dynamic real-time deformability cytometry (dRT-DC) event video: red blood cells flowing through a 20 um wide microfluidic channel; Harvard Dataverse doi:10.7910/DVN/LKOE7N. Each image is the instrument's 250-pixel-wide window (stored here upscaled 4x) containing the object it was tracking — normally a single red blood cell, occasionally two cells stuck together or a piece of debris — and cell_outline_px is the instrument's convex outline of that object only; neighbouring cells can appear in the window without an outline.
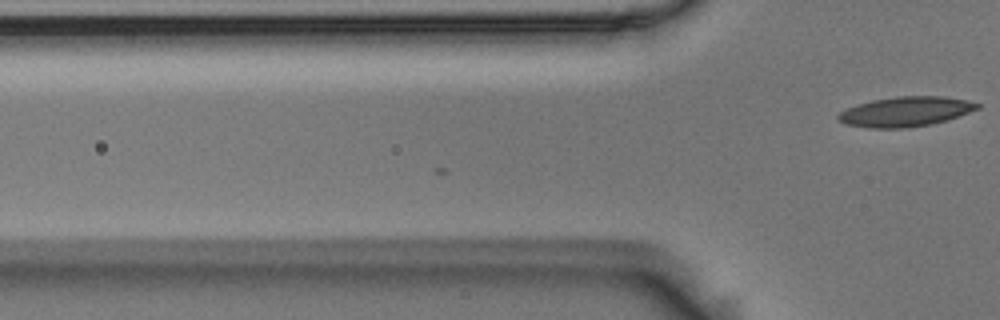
{"species": "Egyptian fruit bat (a non-hibernating species)", "species_latin": "Rousettus aegyptiacus", "temperature_condition": "room temperature", "stored_images_in_passage": 2, "camera_frame_rate_fps": 3000, "um_per_image_px": 0.085, "animal": {"sex": "male"}, "frame": {"image": 1, "passage_image": 2, "time_ms": 0.333, "image_size_px": [1000, 320], "cell_outline_px": [[980, 108], [948, 120], [932, 124], [908, 128], [868, 128], [844, 124], [836, 120], [836, 116], [840, 112], [848, 108], [872, 100], [896, 96], [940, 96], [964, 100], [980, 104]], "centroid_in_image_um": [76.94, 9.5], "position_along_channel_um": 48.9, "area_um2": 24.22}}